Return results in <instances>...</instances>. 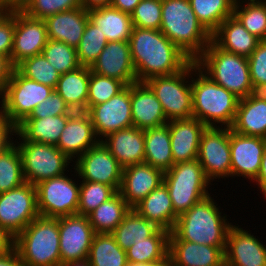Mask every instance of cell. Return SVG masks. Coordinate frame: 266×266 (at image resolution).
Segmentation results:
<instances>
[{
    "label": "cell",
    "mask_w": 266,
    "mask_h": 266,
    "mask_svg": "<svg viewBox=\"0 0 266 266\" xmlns=\"http://www.w3.org/2000/svg\"><path fill=\"white\" fill-rule=\"evenodd\" d=\"M129 44L137 82L175 74L191 61L160 30L133 27Z\"/></svg>",
    "instance_id": "6da1fadb"
},
{
    "label": "cell",
    "mask_w": 266,
    "mask_h": 266,
    "mask_svg": "<svg viewBox=\"0 0 266 266\" xmlns=\"http://www.w3.org/2000/svg\"><path fill=\"white\" fill-rule=\"evenodd\" d=\"M193 76H196V79ZM191 77L193 118L207 127L231 128L239 98L210 79L193 60Z\"/></svg>",
    "instance_id": "7a4b0ae2"
},
{
    "label": "cell",
    "mask_w": 266,
    "mask_h": 266,
    "mask_svg": "<svg viewBox=\"0 0 266 266\" xmlns=\"http://www.w3.org/2000/svg\"><path fill=\"white\" fill-rule=\"evenodd\" d=\"M214 201L209 194L178 216L172 232L180 240L220 247L225 252L227 234L233 224Z\"/></svg>",
    "instance_id": "3957f363"
},
{
    "label": "cell",
    "mask_w": 266,
    "mask_h": 266,
    "mask_svg": "<svg viewBox=\"0 0 266 266\" xmlns=\"http://www.w3.org/2000/svg\"><path fill=\"white\" fill-rule=\"evenodd\" d=\"M160 31L193 61L211 42L189 0H162Z\"/></svg>",
    "instance_id": "277c9868"
},
{
    "label": "cell",
    "mask_w": 266,
    "mask_h": 266,
    "mask_svg": "<svg viewBox=\"0 0 266 266\" xmlns=\"http://www.w3.org/2000/svg\"><path fill=\"white\" fill-rule=\"evenodd\" d=\"M59 217L38 216L15 237L24 266H61Z\"/></svg>",
    "instance_id": "5b68a950"
},
{
    "label": "cell",
    "mask_w": 266,
    "mask_h": 266,
    "mask_svg": "<svg viewBox=\"0 0 266 266\" xmlns=\"http://www.w3.org/2000/svg\"><path fill=\"white\" fill-rule=\"evenodd\" d=\"M195 63L210 79L239 99L250 95L252 83L247 57L225 51L211 40Z\"/></svg>",
    "instance_id": "8992f818"
},
{
    "label": "cell",
    "mask_w": 266,
    "mask_h": 266,
    "mask_svg": "<svg viewBox=\"0 0 266 266\" xmlns=\"http://www.w3.org/2000/svg\"><path fill=\"white\" fill-rule=\"evenodd\" d=\"M163 182L168 188L177 216L182 215L208 196L207 189L212 185L198 159L174 164L168 171L164 172Z\"/></svg>",
    "instance_id": "52a82bcc"
},
{
    "label": "cell",
    "mask_w": 266,
    "mask_h": 266,
    "mask_svg": "<svg viewBox=\"0 0 266 266\" xmlns=\"http://www.w3.org/2000/svg\"><path fill=\"white\" fill-rule=\"evenodd\" d=\"M189 78H191V61L175 74L154 76L145 81L160 101L168 122L193 117Z\"/></svg>",
    "instance_id": "ba28073f"
},
{
    "label": "cell",
    "mask_w": 266,
    "mask_h": 266,
    "mask_svg": "<svg viewBox=\"0 0 266 266\" xmlns=\"http://www.w3.org/2000/svg\"><path fill=\"white\" fill-rule=\"evenodd\" d=\"M53 91V88L27 79L14 69L0 95V113L17 126Z\"/></svg>",
    "instance_id": "9c48e42d"
},
{
    "label": "cell",
    "mask_w": 266,
    "mask_h": 266,
    "mask_svg": "<svg viewBox=\"0 0 266 266\" xmlns=\"http://www.w3.org/2000/svg\"><path fill=\"white\" fill-rule=\"evenodd\" d=\"M25 182H39L66 174L71 160L55 145L40 142H18ZM66 168V169H65Z\"/></svg>",
    "instance_id": "30bf717a"
},
{
    "label": "cell",
    "mask_w": 266,
    "mask_h": 266,
    "mask_svg": "<svg viewBox=\"0 0 266 266\" xmlns=\"http://www.w3.org/2000/svg\"><path fill=\"white\" fill-rule=\"evenodd\" d=\"M71 178L64 174L35 185L40 216L58 218L77 214L80 183Z\"/></svg>",
    "instance_id": "8fae6325"
},
{
    "label": "cell",
    "mask_w": 266,
    "mask_h": 266,
    "mask_svg": "<svg viewBox=\"0 0 266 266\" xmlns=\"http://www.w3.org/2000/svg\"><path fill=\"white\" fill-rule=\"evenodd\" d=\"M39 216L36 186L28 182L0 194V227L16 237Z\"/></svg>",
    "instance_id": "7c38bea8"
},
{
    "label": "cell",
    "mask_w": 266,
    "mask_h": 266,
    "mask_svg": "<svg viewBox=\"0 0 266 266\" xmlns=\"http://www.w3.org/2000/svg\"><path fill=\"white\" fill-rule=\"evenodd\" d=\"M197 159L210 182L231 177L230 128L207 127L200 139Z\"/></svg>",
    "instance_id": "4fadbf2b"
},
{
    "label": "cell",
    "mask_w": 266,
    "mask_h": 266,
    "mask_svg": "<svg viewBox=\"0 0 266 266\" xmlns=\"http://www.w3.org/2000/svg\"><path fill=\"white\" fill-rule=\"evenodd\" d=\"M76 177L111 186L116 192L122 183L123 167L100 141L74 161Z\"/></svg>",
    "instance_id": "5bb4252c"
},
{
    "label": "cell",
    "mask_w": 266,
    "mask_h": 266,
    "mask_svg": "<svg viewBox=\"0 0 266 266\" xmlns=\"http://www.w3.org/2000/svg\"><path fill=\"white\" fill-rule=\"evenodd\" d=\"M86 112L100 141L113 132L133 126L131 85H127L107 102L91 106Z\"/></svg>",
    "instance_id": "9a60e30c"
},
{
    "label": "cell",
    "mask_w": 266,
    "mask_h": 266,
    "mask_svg": "<svg viewBox=\"0 0 266 266\" xmlns=\"http://www.w3.org/2000/svg\"><path fill=\"white\" fill-rule=\"evenodd\" d=\"M95 234L88 216L74 214L59 217L61 265L88 259Z\"/></svg>",
    "instance_id": "2e32d148"
},
{
    "label": "cell",
    "mask_w": 266,
    "mask_h": 266,
    "mask_svg": "<svg viewBox=\"0 0 266 266\" xmlns=\"http://www.w3.org/2000/svg\"><path fill=\"white\" fill-rule=\"evenodd\" d=\"M48 41L44 19H36L15 9V29L10 61L14 67L27 58L41 54Z\"/></svg>",
    "instance_id": "e0dca14e"
},
{
    "label": "cell",
    "mask_w": 266,
    "mask_h": 266,
    "mask_svg": "<svg viewBox=\"0 0 266 266\" xmlns=\"http://www.w3.org/2000/svg\"><path fill=\"white\" fill-rule=\"evenodd\" d=\"M265 149L266 139L244 136L230 128L231 177L242 176L253 182L260 172Z\"/></svg>",
    "instance_id": "ac0fdd59"
},
{
    "label": "cell",
    "mask_w": 266,
    "mask_h": 266,
    "mask_svg": "<svg viewBox=\"0 0 266 266\" xmlns=\"http://www.w3.org/2000/svg\"><path fill=\"white\" fill-rule=\"evenodd\" d=\"M249 231L230 227L225 249V266H266V246Z\"/></svg>",
    "instance_id": "d6986e66"
},
{
    "label": "cell",
    "mask_w": 266,
    "mask_h": 266,
    "mask_svg": "<svg viewBox=\"0 0 266 266\" xmlns=\"http://www.w3.org/2000/svg\"><path fill=\"white\" fill-rule=\"evenodd\" d=\"M99 142L88 113L76 111L68 119L56 147L74 162Z\"/></svg>",
    "instance_id": "ffe728a7"
},
{
    "label": "cell",
    "mask_w": 266,
    "mask_h": 266,
    "mask_svg": "<svg viewBox=\"0 0 266 266\" xmlns=\"http://www.w3.org/2000/svg\"><path fill=\"white\" fill-rule=\"evenodd\" d=\"M90 70L106 77L116 78L126 85L136 83L137 76L131 58L129 41L107 42Z\"/></svg>",
    "instance_id": "44dd1931"
},
{
    "label": "cell",
    "mask_w": 266,
    "mask_h": 266,
    "mask_svg": "<svg viewBox=\"0 0 266 266\" xmlns=\"http://www.w3.org/2000/svg\"><path fill=\"white\" fill-rule=\"evenodd\" d=\"M164 172L148 163L123 168L120 194L130 208L139 204L151 191L163 183Z\"/></svg>",
    "instance_id": "7402d4cb"
},
{
    "label": "cell",
    "mask_w": 266,
    "mask_h": 266,
    "mask_svg": "<svg viewBox=\"0 0 266 266\" xmlns=\"http://www.w3.org/2000/svg\"><path fill=\"white\" fill-rule=\"evenodd\" d=\"M168 260L171 266H225V254L220 247L183 241L172 231Z\"/></svg>",
    "instance_id": "603a6c76"
},
{
    "label": "cell",
    "mask_w": 266,
    "mask_h": 266,
    "mask_svg": "<svg viewBox=\"0 0 266 266\" xmlns=\"http://www.w3.org/2000/svg\"><path fill=\"white\" fill-rule=\"evenodd\" d=\"M131 114L133 126L140 130L168 123L160 101L145 82L131 84Z\"/></svg>",
    "instance_id": "cb8c5ba5"
},
{
    "label": "cell",
    "mask_w": 266,
    "mask_h": 266,
    "mask_svg": "<svg viewBox=\"0 0 266 266\" xmlns=\"http://www.w3.org/2000/svg\"><path fill=\"white\" fill-rule=\"evenodd\" d=\"M168 123L174 164L197 159L200 139L207 126L193 117Z\"/></svg>",
    "instance_id": "d4e9b609"
},
{
    "label": "cell",
    "mask_w": 266,
    "mask_h": 266,
    "mask_svg": "<svg viewBox=\"0 0 266 266\" xmlns=\"http://www.w3.org/2000/svg\"><path fill=\"white\" fill-rule=\"evenodd\" d=\"M88 10L78 7L47 16L46 23L48 39L66 43L77 48L88 23Z\"/></svg>",
    "instance_id": "484cf974"
},
{
    "label": "cell",
    "mask_w": 266,
    "mask_h": 266,
    "mask_svg": "<svg viewBox=\"0 0 266 266\" xmlns=\"http://www.w3.org/2000/svg\"><path fill=\"white\" fill-rule=\"evenodd\" d=\"M101 142L123 168L144 162V130L131 126L107 135Z\"/></svg>",
    "instance_id": "4316f807"
},
{
    "label": "cell",
    "mask_w": 266,
    "mask_h": 266,
    "mask_svg": "<svg viewBox=\"0 0 266 266\" xmlns=\"http://www.w3.org/2000/svg\"><path fill=\"white\" fill-rule=\"evenodd\" d=\"M211 40L219 48L247 58L260 42V39L250 34L234 15L220 24L211 34Z\"/></svg>",
    "instance_id": "83f0119b"
},
{
    "label": "cell",
    "mask_w": 266,
    "mask_h": 266,
    "mask_svg": "<svg viewBox=\"0 0 266 266\" xmlns=\"http://www.w3.org/2000/svg\"><path fill=\"white\" fill-rule=\"evenodd\" d=\"M133 209L149 222L169 232L173 230L178 217L174 212L172 200L164 182L151 191Z\"/></svg>",
    "instance_id": "f1b7e54d"
},
{
    "label": "cell",
    "mask_w": 266,
    "mask_h": 266,
    "mask_svg": "<svg viewBox=\"0 0 266 266\" xmlns=\"http://www.w3.org/2000/svg\"><path fill=\"white\" fill-rule=\"evenodd\" d=\"M71 115L25 118L17 125L19 142H40L57 145L60 135Z\"/></svg>",
    "instance_id": "f546056e"
},
{
    "label": "cell",
    "mask_w": 266,
    "mask_h": 266,
    "mask_svg": "<svg viewBox=\"0 0 266 266\" xmlns=\"http://www.w3.org/2000/svg\"><path fill=\"white\" fill-rule=\"evenodd\" d=\"M231 130L244 136L266 139V101L250 95L239 99Z\"/></svg>",
    "instance_id": "4dcf8cb0"
},
{
    "label": "cell",
    "mask_w": 266,
    "mask_h": 266,
    "mask_svg": "<svg viewBox=\"0 0 266 266\" xmlns=\"http://www.w3.org/2000/svg\"><path fill=\"white\" fill-rule=\"evenodd\" d=\"M89 20L99 28L108 42L129 41L133 23L129 13L112 6L88 10Z\"/></svg>",
    "instance_id": "1f68e13d"
},
{
    "label": "cell",
    "mask_w": 266,
    "mask_h": 266,
    "mask_svg": "<svg viewBox=\"0 0 266 266\" xmlns=\"http://www.w3.org/2000/svg\"><path fill=\"white\" fill-rule=\"evenodd\" d=\"M90 67L79 68L60 75L55 91L72 111H87Z\"/></svg>",
    "instance_id": "d6a6232c"
},
{
    "label": "cell",
    "mask_w": 266,
    "mask_h": 266,
    "mask_svg": "<svg viewBox=\"0 0 266 266\" xmlns=\"http://www.w3.org/2000/svg\"><path fill=\"white\" fill-rule=\"evenodd\" d=\"M144 162L163 172L173 165L169 123L144 130Z\"/></svg>",
    "instance_id": "836d02e7"
},
{
    "label": "cell",
    "mask_w": 266,
    "mask_h": 266,
    "mask_svg": "<svg viewBox=\"0 0 266 266\" xmlns=\"http://www.w3.org/2000/svg\"><path fill=\"white\" fill-rule=\"evenodd\" d=\"M170 232L159 228L152 236L139 240L128 250V262L160 264L168 261Z\"/></svg>",
    "instance_id": "e575fe53"
},
{
    "label": "cell",
    "mask_w": 266,
    "mask_h": 266,
    "mask_svg": "<svg viewBox=\"0 0 266 266\" xmlns=\"http://www.w3.org/2000/svg\"><path fill=\"white\" fill-rule=\"evenodd\" d=\"M130 209L120 192L117 191L110 199L93 210L88 218L95 233H112Z\"/></svg>",
    "instance_id": "d590c367"
},
{
    "label": "cell",
    "mask_w": 266,
    "mask_h": 266,
    "mask_svg": "<svg viewBox=\"0 0 266 266\" xmlns=\"http://www.w3.org/2000/svg\"><path fill=\"white\" fill-rule=\"evenodd\" d=\"M159 227L142 217L135 209L131 208L123 221L111 233L117 244L128 250L136 241L145 240L152 236Z\"/></svg>",
    "instance_id": "8d00e7d4"
},
{
    "label": "cell",
    "mask_w": 266,
    "mask_h": 266,
    "mask_svg": "<svg viewBox=\"0 0 266 266\" xmlns=\"http://www.w3.org/2000/svg\"><path fill=\"white\" fill-rule=\"evenodd\" d=\"M91 266H127L124 251L111 233H96L88 256Z\"/></svg>",
    "instance_id": "74e56055"
},
{
    "label": "cell",
    "mask_w": 266,
    "mask_h": 266,
    "mask_svg": "<svg viewBox=\"0 0 266 266\" xmlns=\"http://www.w3.org/2000/svg\"><path fill=\"white\" fill-rule=\"evenodd\" d=\"M198 21L212 34L233 15L235 0H189Z\"/></svg>",
    "instance_id": "f35d334b"
},
{
    "label": "cell",
    "mask_w": 266,
    "mask_h": 266,
    "mask_svg": "<svg viewBox=\"0 0 266 266\" xmlns=\"http://www.w3.org/2000/svg\"><path fill=\"white\" fill-rule=\"evenodd\" d=\"M246 5H242L243 3ZM233 15L260 40H266V1L235 2Z\"/></svg>",
    "instance_id": "ab89813d"
},
{
    "label": "cell",
    "mask_w": 266,
    "mask_h": 266,
    "mask_svg": "<svg viewBox=\"0 0 266 266\" xmlns=\"http://www.w3.org/2000/svg\"><path fill=\"white\" fill-rule=\"evenodd\" d=\"M25 183L19 148L14 143L0 154V194Z\"/></svg>",
    "instance_id": "60d3db41"
},
{
    "label": "cell",
    "mask_w": 266,
    "mask_h": 266,
    "mask_svg": "<svg viewBox=\"0 0 266 266\" xmlns=\"http://www.w3.org/2000/svg\"><path fill=\"white\" fill-rule=\"evenodd\" d=\"M15 69L27 79L42 83L54 90L60 78V74L42 53L25 59Z\"/></svg>",
    "instance_id": "b9f144b4"
},
{
    "label": "cell",
    "mask_w": 266,
    "mask_h": 266,
    "mask_svg": "<svg viewBox=\"0 0 266 266\" xmlns=\"http://www.w3.org/2000/svg\"><path fill=\"white\" fill-rule=\"evenodd\" d=\"M104 34L90 20L85 27L84 33L76 48L78 61L81 66L91 67L107 45Z\"/></svg>",
    "instance_id": "7bdbcfd3"
},
{
    "label": "cell",
    "mask_w": 266,
    "mask_h": 266,
    "mask_svg": "<svg viewBox=\"0 0 266 266\" xmlns=\"http://www.w3.org/2000/svg\"><path fill=\"white\" fill-rule=\"evenodd\" d=\"M42 54L60 75L81 66L76 48L68 46L64 42L48 39Z\"/></svg>",
    "instance_id": "ee69618b"
},
{
    "label": "cell",
    "mask_w": 266,
    "mask_h": 266,
    "mask_svg": "<svg viewBox=\"0 0 266 266\" xmlns=\"http://www.w3.org/2000/svg\"><path fill=\"white\" fill-rule=\"evenodd\" d=\"M126 86L124 82L116 78L106 77L90 70L87 110L91 106L107 102Z\"/></svg>",
    "instance_id": "f6af8a7d"
},
{
    "label": "cell",
    "mask_w": 266,
    "mask_h": 266,
    "mask_svg": "<svg viewBox=\"0 0 266 266\" xmlns=\"http://www.w3.org/2000/svg\"><path fill=\"white\" fill-rule=\"evenodd\" d=\"M77 214L88 216L101 203L110 199L116 191L106 184L81 181Z\"/></svg>",
    "instance_id": "bcb514c9"
},
{
    "label": "cell",
    "mask_w": 266,
    "mask_h": 266,
    "mask_svg": "<svg viewBox=\"0 0 266 266\" xmlns=\"http://www.w3.org/2000/svg\"><path fill=\"white\" fill-rule=\"evenodd\" d=\"M81 7L80 0H26L20 7L26 15L45 19L47 16Z\"/></svg>",
    "instance_id": "7dc6e473"
},
{
    "label": "cell",
    "mask_w": 266,
    "mask_h": 266,
    "mask_svg": "<svg viewBox=\"0 0 266 266\" xmlns=\"http://www.w3.org/2000/svg\"><path fill=\"white\" fill-rule=\"evenodd\" d=\"M162 0H141L131 13L133 27L160 30Z\"/></svg>",
    "instance_id": "c3c4849f"
},
{
    "label": "cell",
    "mask_w": 266,
    "mask_h": 266,
    "mask_svg": "<svg viewBox=\"0 0 266 266\" xmlns=\"http://www.w3.org/2000/svg\"><path fill=\"white\" fill-rule=\"evenodd\" d=\"M70 107L65 103L64 99L54 90L50 95L42 101L27 118H45L57 115H72Z\"/></svg>",
    "instance_id": "681fc988"
},
{
    "label": "cell",
    "mask_w": 266,
    "mask_h": 266,
    "mask_svg": "<svg viewBox=\"0 0 266 266\" xmlns=\"http://www.w3.org/2000/svg\"><path fill=\"white\" fill-rule=\"evenodd\" d=\"M15 29V9L0 14V55L11 56Z\"/></svg>",
    "instance_id": "f907efd6"
},
{
    "label": "cell",
    "mask_w": 266,
    "mask_h": 266,
    "mask_svg": "<svg viewBox=\"0 0 266 266\" xmlns=\"http://www.w3.org/2000/svg\"><path fill=\"white\" fill-rule=\"evenodd\" d=\"M247 59L251 83H266V40H260L257 48Z\"/></svg>",
    "instance_id": "816d5d0a"
},
{
    "label": "cell",
    "mask_w": 266,
    "mask_h": 266,
    "mask_svg": "<svg viewBox=\"0 0 266 266\" xmlns=\"http://www.w3.org/2000/svg\"><path fill=\"white\" fill-rule=\"evenodd\" d=\"M16 134L17 126L0 113V154L14 144V137L11 136Z\"/></svg>",
    "instance_id": "f5cc1de1"
},
{
    "label": "cell",
    "mask_w": 266,
    "mask_h": 266,
    "mask_svg": "<svg viewBox=\"0 0 266 266\" xmlns=\"http://www.w3.org/2000/svg\"><path fill=\"white\" fill-rule=\"evenodd\" d=\"M14 69L10 58L0 55V95L3 93L6 83L10 80Z\"/></svg>",
    "instance_id": "db71d44e"
},
{
    "label": "cell",
    "mask_w": 266,
    "mask_h": 266,
    "mask_svg": "<svg viewBox=\"0 0 266 266\" xmlns=\"http://www.w3.org/2000/svg\"><path fill=\"white\" fill-rule=\"evenodd\" d=\"M15 237L6 229L0 227V256L14 249Z\"/></svg>",
    "instance_id": "11a10c76"
},
{
    "label": "cell",
    "mask_w": 266,
    "mask_h": 266,
    "mask_svg": "<svg viewBox=\"0 0 266 266\" xmlns=\"http://www.w3.org/2000/svg\"><path fill=\"white\" fill-rule=\"evenodd\" d=\"M253 182H256V185L260 188L264 199H266V149L261 160L260 172Z\"/></svg>",
    "instance_id": "9f6ffc18"
},
{
    "label": "cell",
    "mask_w": 266,
    "mask_h": 266,
    "mask_svg": "<svg viewBox=\"0 0 266 266\" xmlns=\"http://www.w3.org/2000/svg\"><path fill=\"white\" fill-rule=\"evenodd\" d=\"M0 266H24L18 251L14 248L9 253L0 256Z\"/></svg>",
    "instance_id": "6f0895ef"
},
{
    "label": "cell",
    "mask_w": 266,
    "mask_h": 266,
    "mask_svg": "<svg viewBox=\"0 0 266 266\" xmlns=\"http://www.w3.org/2000/svg\"><path fill=\"white\" fill-rule=\"evenodd\" d=\"M141 0H112L111 6L125 13H131Z\"/></svg>",
    "instance_id": "680465c9"
},
{
    "label": "cell",
    "mask_w": 266,
    "mask_h": 266,
    "mask_svg": "<svg viewBox=\"0 0 266 266\" xmlns=\"http://www.w3.org/2000/svg\"><path fill=\"white\" fill-rule=\"evenodd\" d=\"M111 3L112 0H80L81 7H83L85 10L111 6Z\"/></svg>",
    "instance_id": "91938a15"
},
{
    "label": "cell",
    "mask_w": 266,
    "mask_h": 266,
    "mask_svg": "<svg viewBox=\"0 0 266 266\" xmlns=\"http://www.w3.org/2000/svg\"><path fill=\"white\" fill-rule=\"evenodd\" d=\"M250 96L257 100L266 101V83L252 84Z\"/></svg>",
    "instance_id": "94428289"
},
{
    "label": "cell",
    "mask_w": 266,
    "mask_h": 266,
    "mask_svg": "<svg viewBox=\"0 0 266 266\" xmlns=\"http://www.w3.org/2000/svg\"><path fill=\"white\" fill-rule=\"evenodd\" d=\"M7 9H20L26 0H0Z\"/></svg>",
    "instance_id": "6125c7cd"
},
{
    "label": "cell",
    "mask_w": 266,
    "mask_h": 266,
    "mask_svg": "<svg viewBox=\"0 0 266 266\" xmlns=\"http://www.w3.org/2000/svg\"><path fill=\"white\" fill-rule=\"evenodd\" d=\"M61 266H91L88 259L81 260V261H70L67 263H64Z\"/></svg>",
    "instance_id": "be15d7a7"
},
{
    "label": "cell",
    "mask_w": 266,
    "mask_h": 266,
    "mask_svg": "<svg viewBox=\"0 0 266 266\" xmlns=\"http://www.w3.org/2000/svg\"><path fill=\"white\" fill-rule=\"evenodd\" d=\"M127 266H171L169 260L160 264L132 263L128 262Z\"/></svg>",
    "instance_id": "e7e4bbea"
},
{
    "label": "cell",
    "mask_w": 266,
    "mask_h": 266,
    "mask_svg": "<svg viewBox=\"0 0 266 266\" xmlns=\"http://www.w3.org/2000/svg\"><path fill=\"white\" fill-rule=\"evenodd\" d=\"M8 9L0 2V14L6 12Z\"/></svg>",
    "instance_id": "03108f58"
},
{
    "label": "cell",
    "mask_w": 266,
    "mask_h": 266,
    "mask_svg": "<svg viewBox=\"0 0 266 266\" xmlns=\"http://www.w3.org/2000/svg\"><path fill=\"white\" fill-rule=\"evenodd\" d=\"M241 1H243V0H241ZM247 1H254V0H247ZM235 2H240V0H235Z\"/></svg>",
    "instance_id": "003e7915"
}]
</instances>
